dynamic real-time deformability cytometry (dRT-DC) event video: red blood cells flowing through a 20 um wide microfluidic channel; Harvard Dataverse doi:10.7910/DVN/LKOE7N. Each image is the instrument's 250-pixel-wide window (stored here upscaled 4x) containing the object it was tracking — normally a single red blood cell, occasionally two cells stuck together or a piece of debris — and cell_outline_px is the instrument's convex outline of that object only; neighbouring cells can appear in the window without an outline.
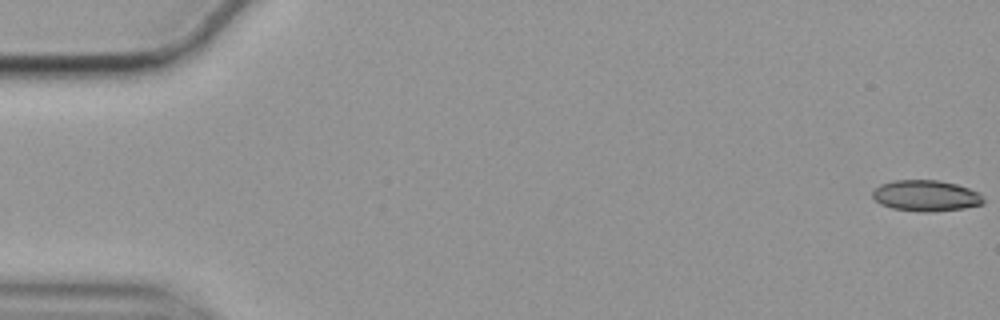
{"species": "common noctule bat (a hibernating species)", "species_latin": "Nyctalus noctula", "temperature_condition": "cold", "stored_images_in_passage": 57, "camera_frame_rate_fps": 3000, "um_per_image_px": 0.085, "animal": {"sex": "female", "body_mass_g": 19.9}, "frame": {"image": 1, "passage_image": 1, "time_ms": 0.0, "image_size_px": [1000, 320], "cell_outline_px": [[984, 204], [964, 208], [932, 212], [920, 212], [892, 208], [880, 204], [872, 196], [872, 192], [880, 184], [892, 180], [940, 180], [956, 184], [968, 188], [976, 192], [984, 200]], "centroid_in_image_um": [78.67, 16.64], "position_along_channel_um": 6.3, "area_um2": 20.06}}
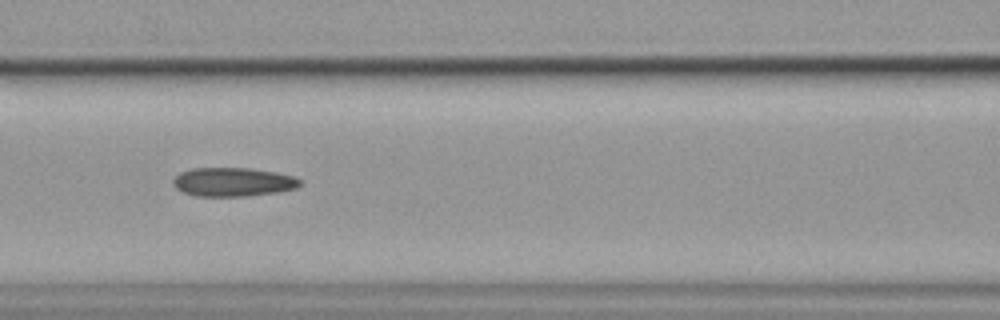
{"frame": {"image": 2, "passage_image": 25, "time_ms": 8.0, "image_size_px": [1000, 320], "cell_outline_px": [[300, 184], [296, 188], [276, 192], [244, 196], [196, 196], [184, 192], [176, 188], [172, 184], [172, 180], [180, 172], [192, 168], [252, 168], [276, 172], [296, 176], [300, 180]], "centroid_in_image_um": [19.8, 15.46], "position_along_channel_um": 146.8, "area_um2": 21.33}}
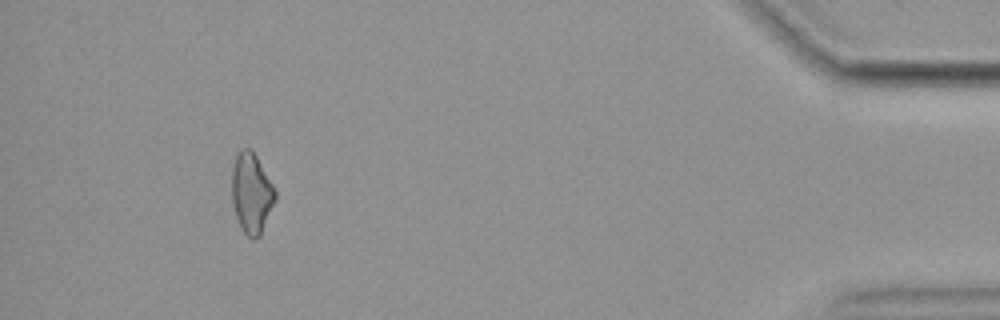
{"frame": {"image": 3, "passage_image": 53, "time_ms": 17.333, "image_size_px": [1000, 320], "cell_outline_px": [[276, 200], [260, 236], [256, 240], [252, 240], [244, 232], [236, 216], [232, 200], [232, 164], [236, 152], [240, 148], [252, 148], [272, 184], [276, 192]], "centroid_in_image_um": [21.37, 16.39], "position_along_channel_um": 413.8, "area_um2": 20.46}, "authors_computed_cell_mechanics": {"area_um2": 21.097, "velocity_mm_per_s": 3.5488, "shape_relaxation_time_tau1_ms": null, "shape_relaxation_time_tau2_ms": 6.8315, "deformation_change_tau1": null, "deformation_change_tau2": 0.1583}}